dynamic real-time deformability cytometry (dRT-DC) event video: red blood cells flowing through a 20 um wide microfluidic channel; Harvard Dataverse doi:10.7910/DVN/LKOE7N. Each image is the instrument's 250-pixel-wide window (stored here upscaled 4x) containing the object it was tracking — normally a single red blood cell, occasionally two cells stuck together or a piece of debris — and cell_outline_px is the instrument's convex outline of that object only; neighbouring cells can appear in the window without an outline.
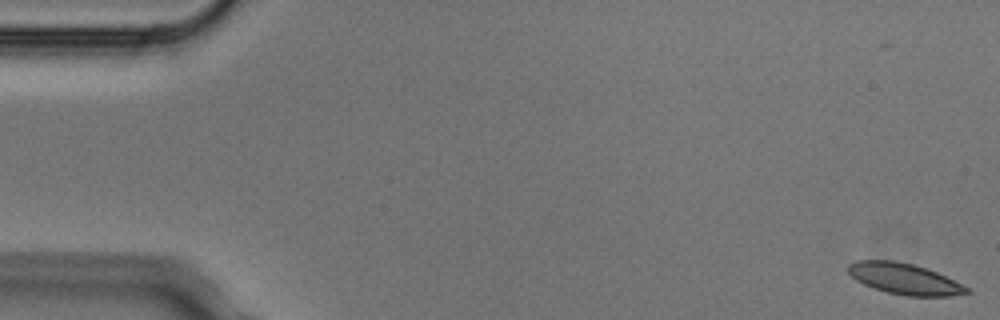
{"species": "Egyptian fruit bat (a non-hibernating species)", "species_latin": "Rousettus aegyptiacus", "temperature_condition": "cold", "stored_images_in_passage": 4, "camera_frame_rate_fps": 3000, "um_per_image_px": 0.085, "animal": {"sex": "male"}, "frame": {"image": 1, "passage_image": 1, "time_ms": 0.0, "image_size_px": [1000, 320], "cell_outline_px": [[972, 292], [948, 296], [908, 296], [888, 292], [864, 284], [856, 280], [848, 272], [848, 264], [856, 260], [896, 260], [928, 268], [968, 288]], "centroid_in_image_um": [76.85, 23.68], "position_along_channel_um": 8.2, "area_um2": 21.15}}
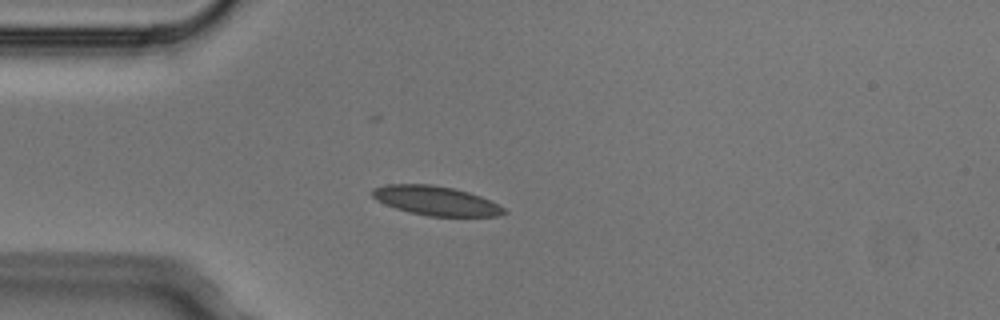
{"frame": {"image": 2, "passage_image": 4, "time_ms": 1.0, "image_size_px": [1000, 320], "cell_outline_px": [[508, 212], [500, 216], [428, 216], [408, 212], [396, 208], [376, 200], [372, 196], [372, 188], [384, 184], [432, 184], [452, 188], [468, 192], [480, 196], [504, 208]], "centroid_in_image_um": [37.02, 17.06], "position_along_channel_um": 48.0, "area_um2": 22.37}}